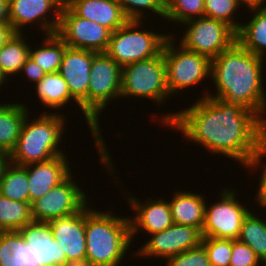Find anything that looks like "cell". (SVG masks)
Returning a JSON list of instances; mask_svg holds the SVG:
<instances>
[{"instance_id":"cell-20","label":"cell","mask_w":266,"mask_h":266,"mask_svg":"<svg viewBox=\"0 0 266 266\" xmlns=\"http://www.w3.org/2000/svg\"><path fill=\"white\" fill-rule=\"evenodd\" d=\"M65 4L77 16L94 21L112 33L129 20L117 0H65Z\"/></svg>"},{"instance_id":"cell-24","label":"cell","mask_w":266,"mask_h":266,"mask_svg":"<svg viewBox=\"0 0 266 266\" xmlns=\"http://www.w3.org/2000/svg\"><path fill=\"white\" fill-rule=\"evenodd\" d=\"M36 94L38 101L43 104L44 108L54 109L56 113L61 107L66 106L70 101L76 106L80 104L71 96L67 82L63 79L59 72L46 74L38 83L35 84Z\"/></svg>"},{"instance_id":"cell-41","label":"cell","mask_w":266,"mask_h":266,"mask_svg":"<svg viewBox=\"0 0 266 266\" xmlns=\"http://www.w3.org/2000/svg\"><path fill=\"white\" fill-rule=\"evenodd\" d=\"M10 22L9 0H0V23Z\"/></svg>"},{"instance_id":"cell-30","label":"cell","mask_w":266,"mask_h":266,"mask_svg":"<svg viewBox=\"0 0 266 266\" xmlns=\"http://www.w3.org/2000/svg\"><path fill=\"white\" fill-rule=\"evenodd\" d=\"M0 266H28V243L18 231L0 232Z\"/></svg>"},{"instance_id":"cell-15","label":"cell","mask_w":266,"mask_h":266,"mask_svg":"<svg viewBox=\"0 0 266 266\" xmlns=\"http://www.w3.org/2000/svg\"><path fill=\"white\" fill-rule=\"evenodd\" d=\"M93 51L66 47L59 73L67 82L71 96L80 104L88 124V88Z\"/></svg>"},{"instance_id":"cell-18","label":"cell","mask_w":266,"mask_h":266,"mask_svg":"<svg viewBox=\"0 0 266 266\" xmlns=\"http://www.w3.org/2000/svg\"><path fill=\"white\" fill-rule=\"evenodd\" d=\"M54 239L66 254L69 264L85 263V207L78 213L50 220Z\"/></svg>"},{"instance_id":"cell-2","label":"cell","mask_w":266,"mask_h":266,"mask_svg":"<svg viewBox=\"0 0 266 266\" xmlns=\"http://www.w3.org/2000/svg\"><path fill=\"white\" fill-rule=\"evenodd\" d=\"M264 63L263 58L247 51L236 41L211 60L215 94L206 91L201 97L238 103L255 112L266 123V90L262 80H265Z\"/></svg>"},{"instance_id":"cell-32","label":"cell","mask_w":266,"mask_h":266,"mask_svg":"<svg viewBox=\"0 0 266 266\" xmlns=\"http://www.w3.org/2000/svg\"><path fill=\"white\" fill-rule=\"evenodd\" d=\"M239 7V0H204V16L223 21L237 32L242 24L235 18Z\"/></svg>"},{"instance_id":"cell-25","label":"cell","mask_w":266,"mask_h":266,"mask_svg":"<svg viewBox=\"0 0 266 266\" xmlns=\"http://www.w3.org/2000/svg\"><path fill=\"white\" fill-rule=\"evenodd\" d=\"M42 44L33 49L30 47L29 57L38 64L43 71L48 73H56L59 71L63 55L67 45L56 34L45 35ZM38 46V47H37Z\"/></svg>"},{"instance_id":"cell-16","label":"cell","mask_w":266,"mask_h":266,"mask_svg":"<svg viewBox=\"0 0 266 266\" xmlns=\"http://www.w3.org/2000/svg\"><path fill=\"white\" fill-rule=\"evenodd\" d=\"M28 243V266H66V254L54 239L48 222L32 221L18 231Z\"/></svg>"},{"instance_id":"cell-27","label":"cell","mask_w":266,"mask_h":266,"mask_svg":"<svg viewBox=\"0 0 266 266\" xmlns=\"http://www.w3.org/2000/svg\"><path fill=\"white\" fill-rule=\"evenodd\" d=\"M0 195L12 201L29 202L28 176L25 166L8 161L0 178Z\"/></svg>"},{"instance_id":"cell-39","label":"cell","mask_w":266,"mask_h":266,"mask_svg":"<svg viewBox=\"0 0 266 266\" xmlns=\"http://www.w3.org/2000/svg\"><path fill=\"white\" fill-rule=\"evenodd\" d=\"M16 32L13 29V26L10 22H1L0 23V48L5 45Z\"/></svg>"},{"instance_id":"cell-23","label":"cell","mask_w":266,"mask_h":266,"mask_svg":"<svg viewBox=\"0 0 266 266\" xmlns=\"http://www.w3.org/2000/svg\"><path fill=\"white\" fill-rule=\"evenodd\" d=\"M250 21L236 32L237 42L247 51L266 60V7L250 10Z\"/></svg>"},{"instance_id":"cell-17","label":"cell","mask_w":266,"mask_h":266,"mask_svg":"<svg viewBox=\"0 0 266 266\" xmlns=\"http://www.w3.org/2000/svg\"><path fill=\"white\" fill-rule=\"evenodd\" d=\"M127 195V200L130 209L135 211V216L129 218L131 239L134 240L139 231L145 232L147 235L161 232L174 224L168 199L161 198H149L147 201L141 202L139 198L132 194Z\"/></svg>"},{"instance_id":"cell-5","label":"cell","mask_w":266,"mask_h":266,"mask_svg":"<svg viewBox=\"0 0 266 266\" xmlns=\"http://www.w3.org/2000/svg\"><path fill=\"white\" fill-rule=\"evenodd\" d=\"M48 112L45 111L32 120L30 113L27 115L16 146L8 155L9 162L25 166L66 154L60 147L65 127L67 128L66 115H60L61 111L58 114Z\"/></svg>"},{"instance_id":"cell-14","label":"cell","mask_w":266,"mask_h":266,"mask_svg":"<svg viewBox=\"0 0 266 266\" xmlns=\"http://www.w3.org/2000/svg\"><path fill=\"white\" fill-rule=\"evenodd\" d=\"M64 3L65 0H9L10 23L16 33L23 34L24 26L37 23L44 36L54 34L59 27ZM50 13L53 17L48 16Z\"/></svg>"},{"instance_id":"cell-21","label":"cell","mask_w":266,"mask_h":266,"mask_svg":"<svg viewBox=\"0 0 266 266\" xmlns=\"http://www.w3.org/2000/svg\"><path fill=\"white\" fill-rule=\"evenodd\" d=\"M175 193V194H174ZM169 206L173 222L179 225H188L202 230L205 220L206 198L203 194L192 191H175Z\"/></svg>"},{"instance_id":"cell-9","label":"cell","mask_w":266,"mask_h":266,"mask_svg":"<svg viewBox=\"0 0 266 266\" xmlns=\"http://www.w3.org/2000/svg\"><path fill=\"white\" fill-rule=\"evenodd\" d=\"M186 29L179 44L192 52L204 55L210 60L229 49L236 41V31L223 21L208 17L188 20L180 26Z\"/></svg>"},{"instance_id":"cell-1","label":"cell","mask_w":266,"mask_h":266,"mask_svg":"<svg viewBox=\"0 0 266 266\" xmlns=\"http://www.w3.org/2000/svg\"><path fill=\"white\" fill-rule=\"evenodd\" d=\"M158 119L208 153L231 158L244 168L266 141V123L255 112L218 98H198L188 108Z\"/></svg>"},{"instance_id":"cell-31","label":"cell","mask_w":266,"mask_h":266,"mask_svg":"<svg viewBox=\"0 0 266 266\" xmlns=\"http://www.w3.org/2000/svg\"><path fill=\"white\" fill-rule=\"evenodd\" d=\"M203 16L204 0H166V23L173 22L179 26L188 20Z\"/></svg>"},{"instance_id":"cell-40","label":"cell","mask_w":266,"mask_h":266,"mask_svg":"<svg viewBox=\"0 0 266 266\" xmlns=\"http://www.w3.org/2000/svg\"><path fill=\"white\" fill-rule=\"evenodd\" d=\"M239 3L241 5L245 6L249 10L253 9H259V8H265L266 7V0H239Z\"/></svg>"},{"instance_id":"cell-19","label":"cell","mask_w":266,"mask_h":266,"mask_svg":"<svg viewBox=\"0 0 266 266\" xmlns=\"http://www.w3.org/2000/svg\"><path fill=\"white\" fill-rule=\"evenodd\" d=\"M66 154L49 161L25 165L28 176L30 204L43 197L49 190L63 182L71 173Z\"/></svg>"},{"instance_id":"cell-3","label":"cell","mask_w":266,"mask_h":266,"mask_svg":"<svg viewBox=\"0 0 266 266\" xmlns=\"http://www.w3.org/2000/svg\"><path fill=\"white\" fill-rule=\"evenodd\" d=\"M85 206V263L89 266H119L132 245L128 217L111 210H94ZM129 249V250H128Z\"/></svg>"},{"instance_id":"cell-28","label":"cell","mask_w":266,"mask_h":266,"mask_svg":"<svg viewBox=\"0 0 266 266\" xmlns=\"http://www.w3.org/2000/svg\"><path fill=\"white\" fill-rule=\"evenodd\" d=\"M238 240L250 246L266 266V219L250 211L243 220Z\"/></svg>"},{"instance_id":"cell-38","label":"cell","mask_w":266,"mask_h":266,"mask_svg":"<svg viewBox=\"0 0 266 266\" xmlns=\"http://www.w3.org/2000/svg\"><path fill=\"white\" fill-rule=\"evenodd\" d=\"M21 72L23 75H25V78H27V81H31L34 85V83H38L45 75L46 73L43 71V69L36 64L30 57L27 59V61L22 65Z\"/></svg>"},{"instance_id":"cell-29","label":"cell","mask_w":266,"mask_h":266,"mask_svg":"<svg viewBox=\"0 0 266 266\" xmlns=\"http://www.w3.org/2000/svg\"><path fill=\"white\" fill-rule=\"evenodd\" d=\"M32 221L30 202L12 201L0 195V232L19 231Z\"/></svg>"},{"instance_id":"cell-35","label":"cell","mask_w":266,"mask_h":266,"mask_svg":"<svg viewBox=\"0 0 266 266\" xmlns=\"http://www.w3.org/2000/svg\"><path fill=\"white\" fill-rule=\"evenodd\" d=\"M165 266H211L205 247L201 244L166 260Z\"/></svg>"},{"instance_id":"cell-34","label":"cell","mask_w":266,"mask_h":266,"mask_svg":"<svg viewBox=\"0 0 266 266\" xmlns=\"http://www.w3.org/2000/svg\"><path fill=\"white\" fill-rule=\"evenodd\" d=\"M202 245L205 247L211 266H230L232 239L203 237Z\"/></svg>"},{"instance_id":"cell-11","label":"cell","mask_w":266,"mask_h":266,"mask_svg":"<svg viewBox=\"0 0 266 266\" xmlns=\"http://www.w3.org/2000/svg\"><path fill=\"white\" fill-rule=\"evenodd\" d=\"M73 178L71 173L63 182L30 204L33 221L49 222L56 218L71 216L88 204V193L80 188Z\"/></svg>"},{"instance_id":"cell-42","label":"cell","mask_w":266,"mask_h":266,"mask_svg":"<svg viewBox=\"0 0 266 266\" xmlns=\"http://www.w3.org/2000/svg\"><path fill=\"white\" fill-rule=\"evenodd\" d=\"M9 159H8V155L5 153L0 152V178L3 172V169L5 167V165L8 163Z\"/></svg>"},{"instance_id":"cell-36","label":"cell","mask_w":266,"mask_h":266,"mask_svg":"<svg viewBox=\"0 0 266 266\" xmlns=\"http://www.w3.org/2000/svg\"><path fill=\"white\" fill-rule=\"evenodd\" d=\"M266 156V141L256 150V153L251 158L249 164L245 167L246 169L250 168V172L252 169H256L258 171L259 169L263 168L260 172V178L258 181V189L255 194V201L259 204L260 208L264 207L266 208V164H262L263 157ZM262 161V162H261ZM262 166V167H260ZM265 166V167H264ZM260 167V168H259ZM258 168V169H257Z\"/></svg>"},{"instance_id":"cell-22","label":"cell","mask_w":266,"mask_h":266,"mask_svg":"<svg viewBox=\"0 0 266 266\" xmlns=\"http://www.w3.org/2000/svg\"><path fill=\"white\" fill-rule=\"evenodd\" d=\"M28 113L23 103L0 104V152L9 155L15 148Z\"/></svg>"},{"instance_id":"cell-10","label":"cell","mask_w":266,"mask_h":266,"mask_svg":"<svg viewBox=\"0 0 266 266\" xmlns=\"http://www.w3.org/2000/svg\"><path fill=\"white\" fill-rule=\"evenodd\" d=\"M236 190L224 188L218 193V202L205 207L203 237L238 239L244 218L250 212L247 205L237 200Z\"/></svg>"},{"instance_id":"cell-4","label":"cell","mask_w":266,"mask_h":266,"mask_svg":"<svg viewBox=\"0 0 266 266\" xmlns=\"http://www.w3.org/2000/svg\"><path fill=\"white\" fill-rule=\"evenodd\" d=\"M122 68L105 52H93V62L90 69V82L88 88V127L98 149L99 160L104 167L115 173L116 168L112 163L110 151L106 148L99 118L111 101L121 96ZM110 102V103H109ZM114 168V170H113Z\"/></svg>"},{"instance_id":"cell-43","label":"cell","mask_w":266,"mask_h":266,"mask_svg":"<svg viewBox=\"0 0 266 266\" xmlns=\"http://www.w3.org/2000/svg\"><path fill=\"white\" fill-rule=\"evenodd\" d=\"M6 80L8 79H6L0 71V87H2L1 85H4L5 82H7Z\"/></svg>"},{"instance_id":"cell-7","label":"cell","mask_w":266,"mask_h":266,"mask_svg":"<svg viewBox=\"0 0 266 266\" xmlns=\"http://www.w3.org/2000/svg\"><path fill=\"white\" fill-rule=\"evenodd\" d=\"M166 40L163 56L166 66V86L170 96L192 88L211 78V60L204 55L184 49L176 43V35Z\"/></svg>"},{"instance_id":"cell-26","label":"cell","mask_w":266,"mask_h":266,"mask_svg":"<svg viewBox=\"0 0 266 266\" xmlns=\"http://www.w3.org/2000/svg\"><path fill=\"white\" fill-rule=\"evenodd\" d=\"M25 34L16 33L0 48V71L7 79L20 73L22 65L29 58L30 43Z\"/></svg>"},{"instance_id":"cell-13","label":"cell","mask_w":266,"mask_h":266,"mask_svg":"<svg viewBox=\"0 0 266 266\" xmlns=\"http://www.w3.org/2000/svg\"><path fill=\"white\" fill-rule=\"evenodd\" d=\"M150 237L133 252L137 257H155L167 260L179 253L195 248L202 244L203 234L200 228L188 225L173 224L169 228L148 235ZM136 253V254H135Z\"/></svg>"},{"instance_id":"cell-6","label":"cell","mask_w":266,"mask_h":266,"mask_svg":"<svg viewBox=\"0 0 266 266\" xmlns=\"http://www.w3.org/2000/svg\"><path fill=\"white\" fill-rule=\"evenodd\" d=\"M143 22L128 20L122 27L111 33L105 53L121 68L159 55L166 40L171 36L166 32H155L154 29L145 30Z\"/></svg>"},{"instance_id":"cell-8","label":"cell","mask_w":266,"mask_h":266,"mask_svg":"<svg viewBox=\"0 0 266 266\" xmlns=\"http://www.w3.org/2000/svg\"><path fill=\"white\" fill-rule=\"evenodd\" d=\"M126 96L147 98L155 102L156 106L162 103L164 105L171 98L166 86L163 50L155 57L122 67L120 98H127Z\"/></svg>"},{"instance_id":"cell-12","label":"cell","mask_w":266,"mask_h":266,"mask_svg":"<svg viewBox=\"0 0 266 266\" xmlns=\"http://www.w3.org/2000/svg\"><path fill=\"white\" fill-rule=\"evenodd\" d=\"M111 33L100 24L77 16L64 3L56 34L68 47L104 53Z\"/></svg>"},{"instance_id":"cell-33","label":"cell","mask_w":266,"mask_h":266,"mask_svg":"<svg viewBox=\"0 0 266 266\" xmlns=\"http://www.w3.org/2000/svg\"><path fill=\"white\" fill-rule=\"evenodd\" d=\"M117 2L129 20H145L147 11L150 15L152 12L154 17L159 15L162 20L165 18L166 0H117Z\"/></svg>"},{"instance_id":"cell-44","label":"cell","mask_w":266,"mask_h":266,"mask_svg":"<svg viewBox=\"0 0 266 266\" xmlns=\"http://www.w3.org/2000/svg\"><path fill=\"white\" fill-rule=\"evenodd\" d=\"M66 266H89L86 263H73V264H67Z\"/></svg>"},{"instance_id":"cell-37","label":"cell","mask_w":266,"mask_h":266,"mask_svg":"<svg viewBox=\"0 0 266 266\" xmlns=\"http://www.w3.org/2000/svg\"><path fill=\"white\" fill-rule=\"evenodd\" d=\"M265 266L247 244L232 240L230 266Z\"/></svg>"}]
</instances>
